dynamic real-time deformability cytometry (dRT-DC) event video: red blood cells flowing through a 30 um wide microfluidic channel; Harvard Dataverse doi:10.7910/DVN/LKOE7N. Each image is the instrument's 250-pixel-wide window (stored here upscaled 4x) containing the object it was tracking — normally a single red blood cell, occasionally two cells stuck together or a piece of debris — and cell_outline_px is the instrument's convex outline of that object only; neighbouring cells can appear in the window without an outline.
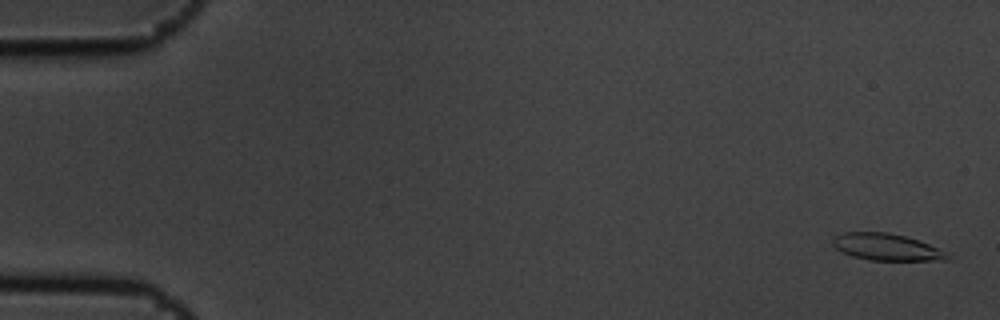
{"species": "common noctule bat (a hibernating species)", "species_latin": "Nyctalus noctula", "temperature_condition": "cold", "stored_images_in_passage": 6, "camera_frame_rate_fps": 3000, "um_per_image_px": 0.085, "animal": {"sex": "male", "body_mass_g": 19.5, "forearm_length_mm": 54.6}, "frame": {"image": 1, "passage_image": 1, "time_ms": 0.0, "image_size_px": [1000, 320], "cell_outline_px": [[952, 256], [948, 260], [872, 260], [852, 256], [836, 248], [832, 244], [832, 236], [840, 232], [888, 232], [904, 236], [928, 244]], "centroid_in_image_um": [75.3, 20.99], "position_along_channel_um": 9.7, "area_um2": 17.74}}
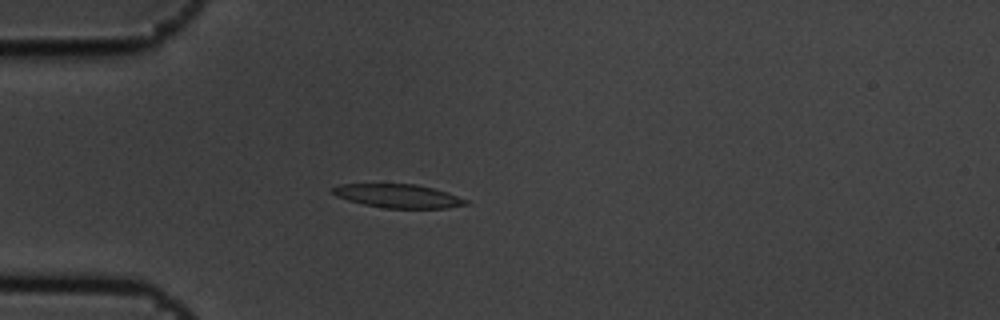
{"frame": {"image": 2, "passage_image": 5, "time_ms": 1.333, "image_size_px": [1000, 320], "cell_outline_px": [[468, 204], [448, 208], [384, 208], [364, 204], [348, 200], [336, 196], [332, 192], [332, 188], [340, 184], [416, 184], [448, 192], [468, 200]], "centroid_in_image_um": [33.86, 16.66], "position_along_channel_um": 51.1, "area_um2": 18.26}}